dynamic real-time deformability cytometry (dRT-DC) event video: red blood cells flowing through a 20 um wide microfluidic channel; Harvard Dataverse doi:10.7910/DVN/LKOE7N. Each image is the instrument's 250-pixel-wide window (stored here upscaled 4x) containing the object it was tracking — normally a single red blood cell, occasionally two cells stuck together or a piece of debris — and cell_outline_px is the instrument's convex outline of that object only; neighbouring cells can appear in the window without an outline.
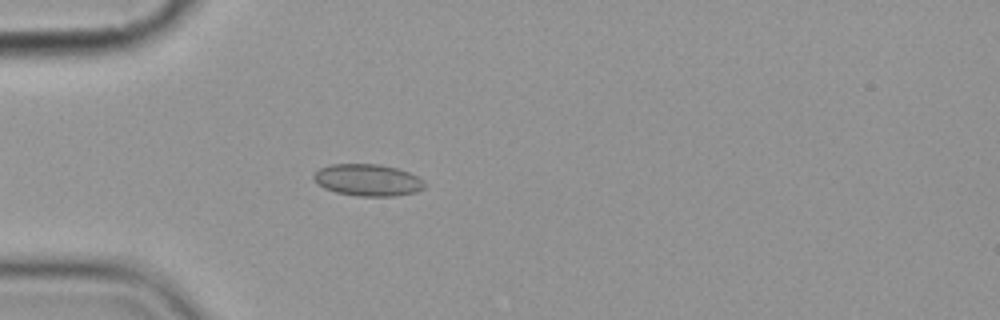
{"species": "common noctule bat (a hibernating species)", "species_latin": "Nyctalus noctula", "temperature_condition": "cold", "stored_images_in_passage": 3, "camera_frame_rate_fps": 3000, "um_per_image_px": 0.085, "animal": {"sex": "female", "body_mass_g": 19.9}, "frame": {"image": 1, "passage_image": 3, "time_ms": 3.333, "image_size_px": [1000, 320], "cell_outline_px": [[424, 188], [416, 192], [392, 196], [356, 196], [336, 192], [324, 188], [316, 184], [312, 176], [320, 168], [328, 164], [380, 164], [396, 168], [408, 172], [424, 180]], "centroid_in_image_um": [31.23, 15.3], "position_along_channel_um": 53.8, "area_um2": 20.63}}